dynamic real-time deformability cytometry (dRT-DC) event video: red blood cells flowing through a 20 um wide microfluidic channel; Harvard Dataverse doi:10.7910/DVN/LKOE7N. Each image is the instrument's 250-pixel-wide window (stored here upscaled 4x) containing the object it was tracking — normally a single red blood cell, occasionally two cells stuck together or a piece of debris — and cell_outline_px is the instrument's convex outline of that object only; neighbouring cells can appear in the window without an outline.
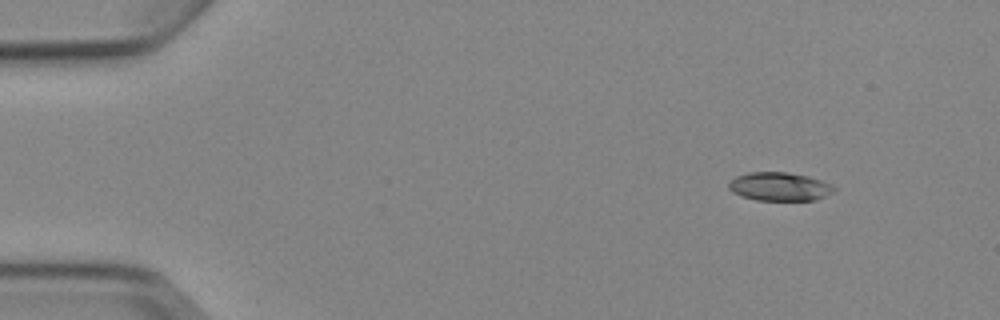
{"species": "Egyptian fruit bat (a non-hibernating species)", "species_latin": "Rousettus aegyptiacus", "temperature_condition": "cold", "stored_images_in_passage": 4, "camera_frame_rate_fps": 3000, "um_per_image_px": 0.085, "animal": {"sex": "female"}, "frame": {"image": 1, "passage_image": 1, "time_ms": 0.0, "image_size_px": [1000, 320], "cell_outline_px": [[836, 188], [832, 192], [816, 200], [756, 200], [732, 192], [728, 188], [728, 184], [736, 176], [748, 172], [788, 172], [808, 176], [832, 184]], "centroid_in_image_um": [66.26, 15.85], "position_along_channel_um": 18.7, "area_um2": 17.4}}
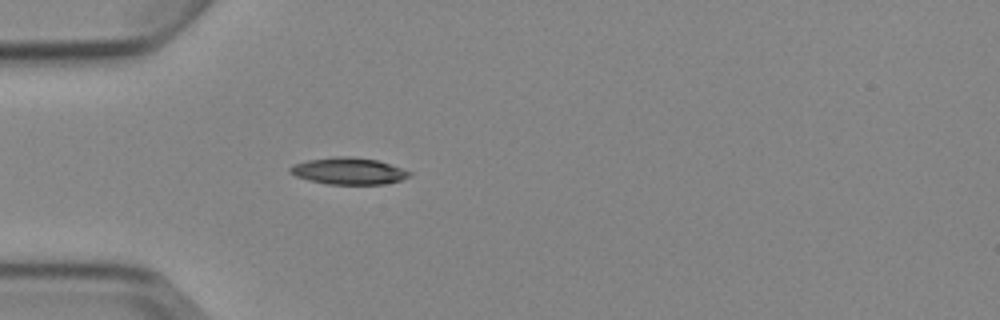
{"frame": {"image": 2, "passage_image": 4, "time_ms": 3.333, "image_size_px": [1000, 320], "cell_outline_px": [[412, 176], [400, 180], [384, 184], [328, 184], [308, 180], [296, 176], [288, 172], [288, 168], [292, 164], [308, 160], [336, 156], [348, 156], [376, 160], [412, 172]], "centroid_in_image_um": [29.59, 14.54], "position_along_channel_um": 55.4, "area_um2": 18.55}}